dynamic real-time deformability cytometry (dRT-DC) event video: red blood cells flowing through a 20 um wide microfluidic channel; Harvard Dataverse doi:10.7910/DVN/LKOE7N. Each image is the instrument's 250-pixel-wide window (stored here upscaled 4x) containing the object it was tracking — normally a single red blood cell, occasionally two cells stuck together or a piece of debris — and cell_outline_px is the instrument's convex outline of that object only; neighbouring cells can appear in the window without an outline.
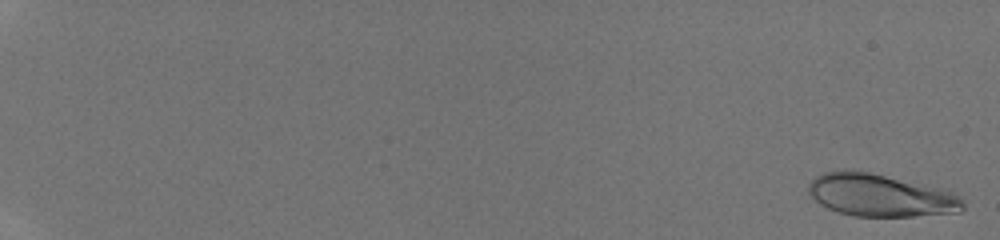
{"species": "human", "species_latin": "Homo sapiens", "temperature_condition": "room temperature", "stored_images_in_passage": 47, "camera_frame_rate_fps": 3000, "um_per_image_px": 0.085, "donor": {"sex": "male"}, "frame": {"image": 1, "passage_image": 1, "time_ms": 0.0, "image_size_px": [1000, 240], "cell_outline_px": [[964, 208], [960, 212], [912, 216], [852, 216], [836, 212], [820, 204], [808, 192], [808, 184], [816, 176], [824, 172], [844, 168], [848, 168], [868, 172], [944, 188], [960, 196], [964, 200]], "centroid_in_image_um": [74.84, 16.58], "position_along_channel_um": 10.2, "area_um2": 38.67}}
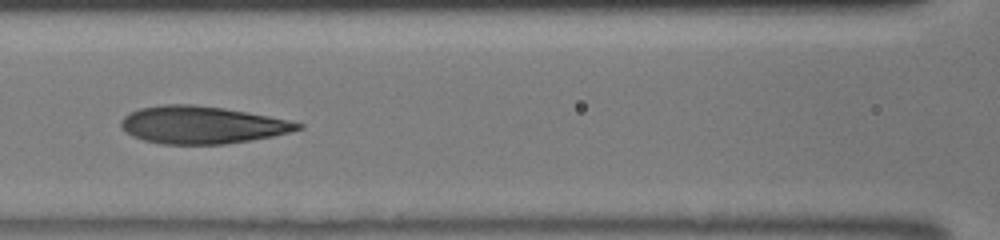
{"frame": {"image": 2, "passage_image": 25, "time_ms": 8.0, "image_size_px": [1000, 240], "cell_outline_px": [[304, 128], [272, 136], [224, 144], [160, 144], [144, 140], [132, 136], [124, 132], [120, 124], [120, 120], [128, 112], [140, 108], [160, 104], [192, 104], [224, 108], [248, 112], [288, 120], [304, 124]], "centroid_in_image_um": [17.11, 10.61], "position_along_channel_um": 149.5, "area_um2": 38.67}}
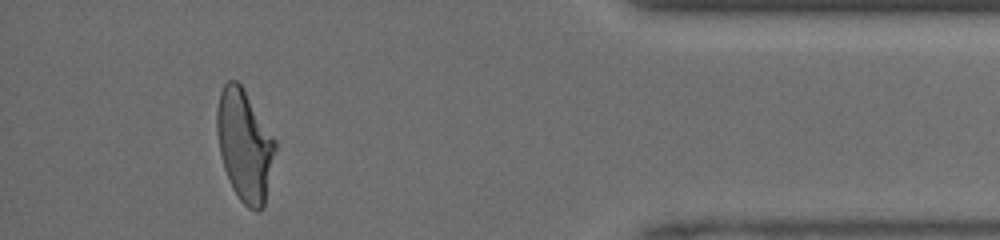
{"frame": {"image": 3, "passage_image": 44, "time_ms": 14.333, "image_size_px": [1000, 240], "cell_outline_px": [[276, 148], [264, 204], [256, 212], [248, 208], [240, 200], [232, 188], [224, 168], [220, 152], [216, 132], [216, 112], [220, 92], [224, 84], [228, 80], [236, 80], [240, 84], [276, 140]], "centroid_in_image_um": [20.77, 12.35], "position_along_channel_um": 414.4, "area_um2": 37.45}}